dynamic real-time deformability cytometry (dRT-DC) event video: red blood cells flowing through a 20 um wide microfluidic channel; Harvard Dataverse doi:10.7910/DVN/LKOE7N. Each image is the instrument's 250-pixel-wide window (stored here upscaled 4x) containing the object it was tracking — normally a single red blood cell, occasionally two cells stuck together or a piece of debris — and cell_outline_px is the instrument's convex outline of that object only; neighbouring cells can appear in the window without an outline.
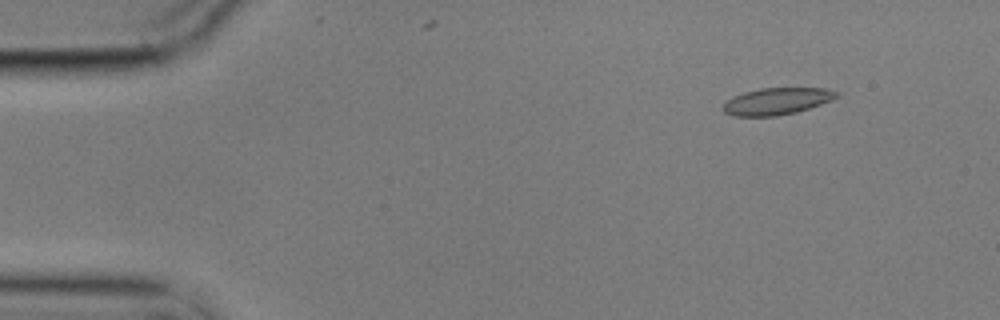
{"species": "common noctule bat (a hibernating species)", "species_latin": "Nyctalus noctula", "temperature_condition": "cold", "stored_images_in_passage": 11, "camera_frame_rate_fps": 3000, "um_per_image_px": 0.085, "animal": {"sex": "male", "body_mass_g": 17.9}, "frame": {"image": 1, "passage_image": 6, "time_ms": 1.667, "image_size_px": [1000, 320], "cell_outline_px": [[840, 96], [832, 100], [796, 112], [776, 116], [732, 116], [724, 112], [724, 104], [732, 96], [744, 92], [760, 88], [824, 88], [840, 92]], "centroid_in_image_um": [66.05, 8.6], "position_along_channel_um": 19.0, "area_um2": 17.74}}